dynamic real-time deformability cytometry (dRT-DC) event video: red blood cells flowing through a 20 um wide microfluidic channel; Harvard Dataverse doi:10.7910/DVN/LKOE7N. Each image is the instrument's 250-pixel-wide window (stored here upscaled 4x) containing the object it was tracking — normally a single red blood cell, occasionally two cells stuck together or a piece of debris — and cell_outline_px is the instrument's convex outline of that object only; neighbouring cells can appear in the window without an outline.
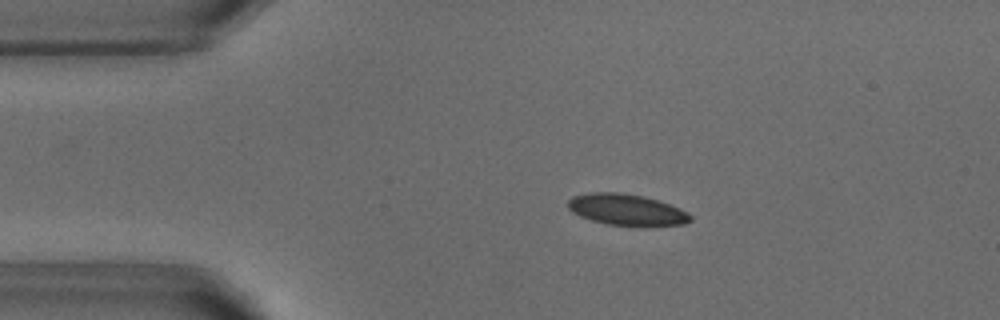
{"species": "common noctule bat (a hibernating species)", "species_latin": "Nyctalus noctula", "temperature_condition": "warm", "stored_images_in_passage": 44, "camera_frame_rate_fps": 3000, "um_per_image_px": 0.085, "animal": {"sex": "male", "body_mass_g": 18.8}, "frame": {"image": 1, "passage_image": 2, "time_ms": 0.333, "image_size_px": [1000, 320], "cell_outline_px": [[692, 220], [684, 224], [640, 228], [608, 224], [592, 220], [580, 216], [572, 212], [568, 208], [568, 200], [572, 196], [592, 192], [620, 192], [640, 196], [656, 200], [680, 208], [688, 212], [692, 216]], "centroid_in_image_um": [53.29, 17.86], "position_along_channel_um": 31.7, "area_um2": 22.72}}
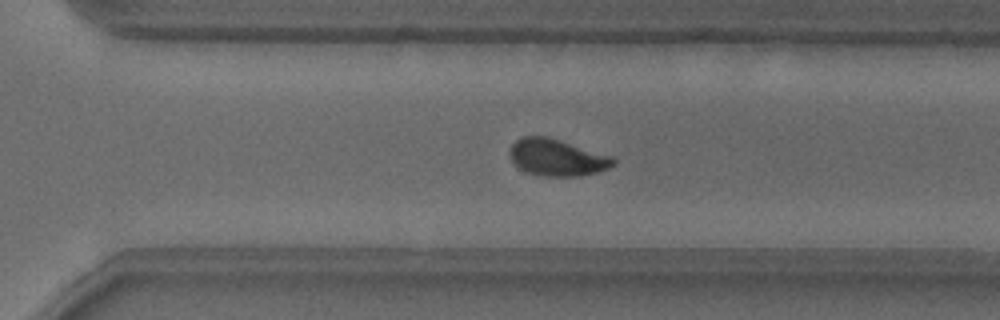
{"frame": {"image": 2, "passage_image": 28, "time_ms": 9.0, "image_size_px": [1000, 320], "cell_outline_px": [[616, 164], [608, 168], [596, 172], [580, 176], [544, 176], [528, 172], [520, 168], [512, 160], [508, 152], [512, 144], [516, 140], [524, 136], [548, 136], [612, 156], [616, 160]], "centroid_in_image_um": [47.35, 13.38], "position_along_channel_um": 323.2, "area_um2": 22.14}}
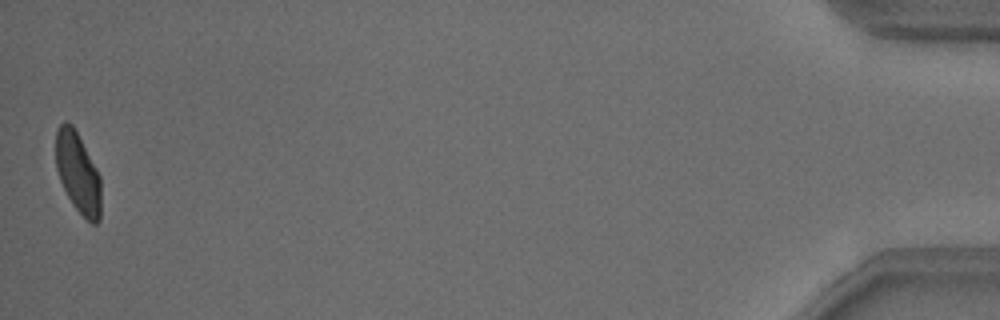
{"frame": {"image": 3, "passage_image": 44, "time_ms": 14.333, "image_size_px": [1000, 320], "cell_outline_px": [[100, 220], [96, 224], [92, 224], [72, 204], [60, 180], [56, 168], [56, 132], [60, 124], [64, 120], [72, 124], [96, 168], [100, 176]], "centroid_in_image_um": [6.62, 14.68], "position_along_channel_um": 428.6, "area_um2": 20.92}, "authors_computed_cell_mechanics": {"area_um2": 22.4553, "velocity_mm_per_s": 3.8045, "shape_relaxation_time_tau1_ms": 3.6029, "shape_relaxation_time_tau2_ms": 0.6841, "deformation_change_tau1": 0.1165, "deformation_change_tau2": 0.0434}}